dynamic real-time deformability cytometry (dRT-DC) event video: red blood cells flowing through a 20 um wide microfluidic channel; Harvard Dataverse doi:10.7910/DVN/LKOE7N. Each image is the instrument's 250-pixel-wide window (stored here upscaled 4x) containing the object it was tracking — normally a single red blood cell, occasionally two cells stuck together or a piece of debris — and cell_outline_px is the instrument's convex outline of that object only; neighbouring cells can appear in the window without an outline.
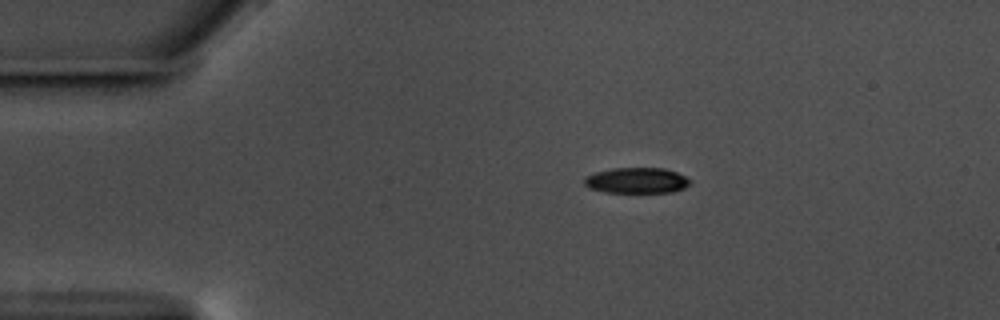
{"species": "common noctule bat (a hibernating species)", "species_latin": "Nyctalus noctula", "temperature_condition": "warm", "stored_images_in_passage": 47, "camera_frame_rate_fps": 3000, "um_per_image_px": 0.085, "animal": {"sex": "male", "body_mass_g": 17.5, "forearm_length_mm": 52.3}, "frame": {"image": 1, "passage_image": 1, "time_ms": 0.0, "image_size_px": [1000, 320], "cell_outline_px": [[692, 184], [684, 188], [672, 192], [604, 192], [588, 188], [584, 184], [584, 176], [596, 172], [612, 168], [664, 168], [676, 172], [692, 180]], "centroid_in_image_um": [54.12, 15.34], "position_along_channel_um": 30.9, "area_um2": 15.95}}
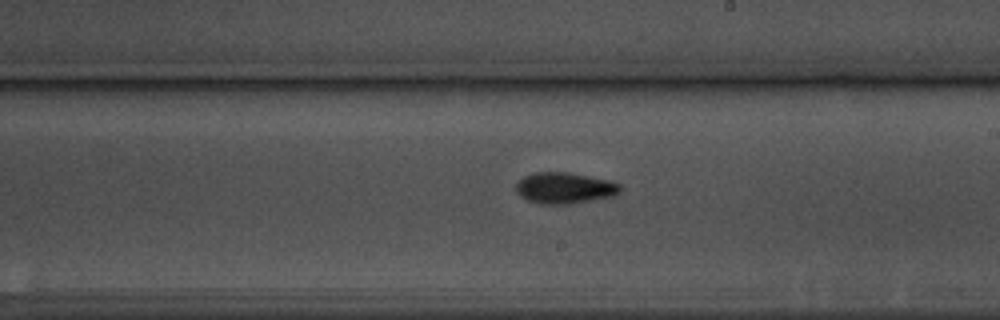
{"frame": {"image": 2, "passage_image": 23, "time_ms": 7.333, "image_size_px": [1000, 320], "cell_outline_px": [[620, 192], [612, 196], [568, 204], [540, 204], [528, 200], [520, 196], [516, 192], [516, 184], [524, 176], [536, 172], [568, 172], [608, 180], [620, 184]], "centroid_in_image_um": [47.96, 15.98], "position_along_channel_um": 241.0, "area_um2": 18.73}}
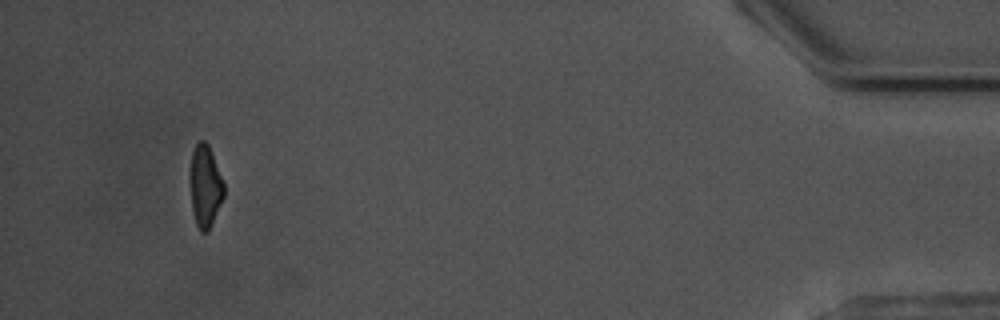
{"frame": {"image": 3, "passage_image": 44, "time_ms": 14.333, "image_size_px": [1000, 320], "cell_outline_px": [[224, 196], [208, 232], [200, 232], [196, 224], [192, 208], [192, 152], [196, 144], [200, 140], [204, 140], [208, 144], [224, 184]], "centroid_in_image_um": [17.47, 15.86], "position_along_channel_um": 417.7, "area_um2": 15.49}, "authors_computed_cell_mechanics": {"area_um2": 17.5712, "velocity_mm_per_s": 3.571, "shape_relaxation_time_tau1_ms": 3.042, "shape_relaxation_time_tau2_ms": null, "deformation_change_tau1": 0.1355, "deformation_change_tau2": null}}